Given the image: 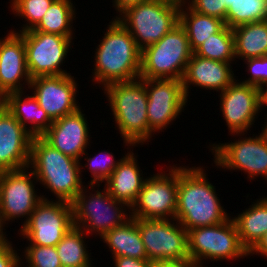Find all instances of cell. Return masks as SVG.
I'll use <instances>...</instances> for the list:
<instances>
[{
  "instance_id": "cell-1",
  "label": "cell",
  "mask_w": 267,
  "mask_h": 267,
  "mask_svg": "<svg viewBox=\"0 0 267 267\" xmlns=\"http://www.w3.org/2000/svg\"><path fill=\"white\" fill-rule=\"evenodd\" d=\"M202 167H178L175 219L187 231L223 223L230 217Z\"/></svg>"
},
{
  "instance_id": "cell-2",
  "label": "cell",
  "mask_w": 267,
  "mask_h": 267,
  "mask_svg": "<svg viewBox=\"0 0 267 267\" xmlns=\"http://www.w3.org/2000/svg\"><path fill=\"white\" fill-rule=\"evenodd\" d=\"M95 51L93 80L106 85L140 78L141 53L129 31L115 18Z\"/></svg>"
},
{
  "instance_id": "cell-3",
  "label": "cell",
  "mask_w": 267,
  "mask_h": 267,
  "mask_svg": "<svg viewBox=\"0 0 267 267\" xmlns=\"http://www.w3.org/2000/svg\"><path fill=\"white\" fill-rule=\"evenodd\" d=\"M80 161L61 153L41 136L31 140L30 163L36 182L54 193L57 200L72 203L82 190Z\"/></svg>"
},
{
  "instance_id": "cell-4",
  "label": "cell",
  "mask_w": 267,
  "mask_h": 267,
  "mask_svg": "<svg viewBox=\"0 0 267 267\" xmlns=\"http://www.w3.org/2000/svg\"><path fill=\"white\" fill-rule=\"evenodd\" d=\"M104 93L125 145L135 147L148 142V96L143 78L111 83L104 87Z\"/></svg>"
},
{
  "instance_id": "cell-5",
  "label": "cell",
  "mask_w": 267,
  "mask_h": 267,
  "mask_svg": "<svg viewBox=\"0 0 267 267\" xmlns=\"http://www.w3.org/2000/svg\"><path fill=\"white\" fill-rule=\"evenodd\" d=\"M192 55L188 36L178 23L158 42L142 50L140 78L182 80Z\"/></svg>"
},
{
  "instance_id": "cell-6",
  "label": "cell",
  "mask_w": 267,
  "mask_h": 267,
  "mask_svg": "<svg viewBox=\"0 0 267 267\" xmlns=\"http://www.w3.org/2000/svg\"><path fill=\"white\" fill-rule=\"evenodd\" d=\"M180 6L181 3L170 0H149L127 8L116 18L143 50L158 42L179 23Z\"/></svg>"
},
{
  "instance_id": "cell-7",
  "label": "cell",
  "mask_w": 267,
  "mask_h": 267,
  "mask_svg": "<svg viewBox=\"0 0 267 267\" xmlns=\"http://www.w3.org/2000/svg\"><path fill=\"white\" fill-rule=\"evenodd\" d=\"M95 186L98 188L94 194L86 189L87 186H84L71 203L73 223L75 227L82 229L85 233L92 235V232L93 234L95 232L103 237L108 231L127 221L130 214L128 215L124 211L127 205L115 200L106 187L101 191L99 190L100 184H89L91 189H94Z\"/></svg>"
},
{
  "instance_id": "cell-8",
  "label": "cell",
  "mask_w": 267,
  "mask_h": 267,
  "mask_svg": "<svg viewBox=\"0 0 267 267\" xmlns=\"http://www.w3.org/2000/svg\"><path fill=\"white\" fill-rule=\"evenodd\" d=\"M187 240L189 259L199 265H203L206 259L211 262L236 260L249 255L231 218L216 225L193 228L187 231Z\"/></svg>"
},
{
  "instance_id": "cell-9",
  "label": "cell",
  "mask_w": 267,
  "mask_h": 267,
  "mask_svg": "<svg viewBox=\"0 0 267 267\" xmlns=\"http://www.w3.org/2000/svg\"><path fill=\"white\" fill-rule=\"evenodd\" d=\"M174 221L175 218L172 221L137 218V227L149 261L157 263L189 259L187 230Z\"/></svg>"
},
{
  "instance_id": "cell-10",
  "label": "cell",
  "mask_w": 267,
  "mask_h": 267,
  "mask_svg": "<svg viewBox=\"0 0 267 267\" xmlns=\"http://www.w3.org/2000/svg\"><path fill=\"white\" fill-rule=\"evenodd\" d=\"M74 227L72 204L65 201L42 199L33 210L19 235L30 241L28 245L56 246Z\"/></svg>"
},
{
  "instance_id": "cell-11",
  "label": "cell",
  "mask_w": 267,
  "mask_h": 267,
  "mask_svg": "<svg viewBox=\"0 0 267 267\" xmlns=\"http://www.w3.org/2000/svg\"><path fill=\"white\" fill-rule=\"evenodd\" d=\"M160 172L146 178L137 200L130 208V217L140 219H174L178 188V166L169 174Z\"/></svg>"
},
{
  "instance_id": "cell-12",
  "label": "cell",
  "mask_w": 267,
  "mask_h": 267,
  "mask_svg": "<svg viewBox=\"0 0 267 267\" xmlns=\"http://www.w3.org/2000/svg\"><path fill=\"white\" fill-rule=\"evenodd\" d=\"M32 178L36 181L29 167L0 172V219L3 225L6 221L25 217L23 227L38 203L47 199L36 194Z\"/></svg>"
},
{
  "instance_id": "cell-13",
  "label": "cell",
  "mask_w": 267,
  "mask_h": 267,
  "mask_svg": "<svg viewBox=\"0 0 267 267\" xmlns=\"http://www.w3.org/2000/svg\"><path fill=\"white\" fill-rule=\"evenodd\" d=\"M16 33L24 39L26 64L31 78L69 74L60 65L67 57L73 38L41 31Z\"/></svg>"
},
{
  "instance_id": "cell-14",
  "label": "cell",
  "mask_w": 267,
  "mask_h": 267,
  "mask_svg": "<svg viewBox=\"0 0 267 267\" xmlns=\"http://www.w3.org/2000/svg\"><path fill=\"white\" fill-rule=\"evenodd\" d=\"M259 136L238 139L231 143L212 146L214 163L226 169L243 170L251 180L255 177L267 179V134L262 130Z\"/></svg>"
},
{
  "instance_id": "cell-15",
  "label": "cell",
  "mask_w": 267,
  "mask_h": 267,
  "mask_svg": "<svg viewBox=\"0 0 267 267\" xmlns=\"http://www.w3.org/2000/svg\"><path fill=\"white\" fill-rule=\"evenodd\" d=\"M148 96L147 118L149 139L152 133L168 127L184 110L187 97L182 80L177 79H143Z\"/></svg>"
},
{
  "instance_id": "cell-16",
  "label": "cell",
  "mask_w": 267,
  "mask_h": 267,
  "mask_svg": "<svg viewBox=\"0 0 267 267\" xmlns=\"http://www.w3.org/2000/svg\"><path fill=\"white\" fill-rule=\"evenodd\" d=\"M220 107L229 132L245 134L255 122V116L263 107L261 89L235 79L220 93Z\"/></svg>"
},
{
  "instance_id": "cell-17",
  "label": "cell",
  "mask_w": 267,
  "mask_h": 267,
  "mask_svg": "<svg viewBox=\"0 0 267 267\" xmlns=\"http://www.w3.org/2000/svg\"><path fill=\"white\" fill-rule=\"evenodd\" d=\"M74 76L50 75L31 78L29 89L52 121L80 108L76 102L77 83Z\"/></svg>"
},
{
  "instance_id": "cell-18",
  "label": "cell",
  "mask_w": 267,
  "mask_h": 267,
  "mask_svg": "<svg viewBox=\"0 0 267 267\" xmlns=\"http://www.w3.org/2000/svg\"><path fill=\"white\" fill-rule=\"evenodd\" d=\"M81 108L53 121L49 129L41 136L48 144L81 162L89 145V127ZM89 129V130H88Z\"/></svg>"
},
{
  "instance_id": "cell-19",
  "label": "cell",
  "mask_w": 267,
  "mask_h": 267,
  "mask_svg": "<svg viewBox=\"0 0 267 267\" xmlns=\"http://www.w3.org/2000/svg\"><path fill=\"white\" fill-rule=\"evenodd\" d=\"M23 80L29 88L31 77L26 64L24 39L12 30L0 39V96L24 92Z\"/></svg>"
},
{
  "instance_id": "cell-20",
  "label": "cell",
  "mask_w": 267,
  "mask_h": 267,
  "mask_svg": "<svg viewBox=\"0 0 267 267\" xmlns=\"http://www.w3.org/2000/svg\"><path fill=\"white\" fill-rule=\"evenodd\" d=\"M32 138L7 109L0 115V172L29 167Z\"/></svg>"
},
{
  "instance_id": "cell-21",
  "label": "cell",
  "mask_w": 267,
  "mask_h": 267,
  "mask_svg": "<svg viewBox=\"0 0 267 267\" xmlns=\"http://www.w3.org/2000/svg\"><path fill=\"white\" fill-rule=\"evenodd\" d=\"M231 63L199 57L193 53L182 78L184 93L188 99L190 85L206 90H225L234 80Z\"/></svg>"
},
{
  "instance_id": "cell-22",
  "label": "cell",
  "mask_w": 267,
  "mask_h": 267,
  "mask_svg": "<svg viewBox=\"0 0 267 267\" xmlns=\"http://www.w3.org/2000/svg\"><path fill=\"white\" fill-rule=\"evenodd\" d=\"M137 156L129 151L121 158L118 166L105 181L109 194L117 201H121L130 209L137 200L146 180L137 163Z\"/></svg>"
},
{
  "instance_id": "cell-23",
  "label": "cell",
  "mask_w": 267,
  "mask_h": 267,
  "mask_svg": "<svg viewBox=\"0 0 267 267\" xmlns=\"http://www.w3.org/2000/svg\"><path fill=\"white\" fill-rule=\"evenodd\" d=\"M23 94V92L7 94V110L33 137L42 136L49 129L53 121L49 118L46 111L39 106L37 99L33 95L25 96ZM27 123H31L30 129L27 127Z\"/></svg>"
},
{
  "instance_id": "cell-24",
  "label": "cell",
  "mask_w": 267,
  "mask_h": 267,
  "mask_svg": "<svg viewBox=\"0 0 267 267\" xmlns=\"http://www.w3.org/2000/svg\"><path fill=\"white\" fill-rule=\"evenodd\" d=\"M113 257L125 256L148 260L140 232L137 218L130 217L122 225L108 231L103 237Z\"/></svg>"
},
{
  "instance_id": "cell-25",
  "label": "cell",
  "mask_w": 267,
  "mask_h": 267,
  "mask_svg": "<svg viewBox=\"0 0 267 267\" xmlns=\"http://www.w3.org/2000/svg\"><path fill=\"white\" fill-rule=\"evenodd\" d=\"M255 202L233 218L241 244L248 252L267 233V197Z\"/></svg>"
},
{
  "instance_id": "cell-26",
  "label": "cell",
  "mask_w": 267,
  "mask_h": 267,
  "mask_svg": "<svg viewBox=\"0 0 267 267\" xmlns=\"http://www.w3.org/2000/svg\"><path fill=\"white\" fill-rule=\"evenodd\" d=\"M232 30L236 58L267 56V20L243 24Z\"/></svg>"
},
{
  "instance_id": "cell-27",
  "label": "cell",
  "mask_w": 267,
  "mask_h": 267,
  "mask_svg": "<svg viewBox=\"0 0 267 267\" xmlns=\"http://www.w3.org/2000/svg\"><path fill=\"white\" fill-rule=\"evenodd\" d=\"M179 24L186 32L193 52L210 35L220 32L226 26L223 20L193 11L185 2L181 3L179 9Z\"/></svg>"
},
{
  "instance_id": "cell-28",
  "label": "cell",
  "mask_w": 267,
  "mask_h": 267,
  "mask_svg": "<svg viewBox=\"0 0 267 267\" xmlns=\"http://www.w3.org/2000/svg\"><path fill=\"white\" fill-rule=\"evenodd\" d=\"M75 10L71 0H54L39 24L29 31H41L72 38L74 36L71 24L76 17Z\"/></svg>"
},
{
  "instance_id": "cell-29",
  "label": "cell",
  "mask_w": 267,
  "mask_h": 267,
  "mask_svg": "<svg viewBox=\"0 0 267 267\" xmlns=\"http://www.w3.org/2000/svg\"><path fill=\"white\" fill-rule=\"evenodd\" d=\"M82 229L72 227L56 245L62 267H92Z\"/></svg>"
},
{
  "instance_id": "cell-30",
  "label": "cell",
  "mask_w": 267,
  "mask_h": 267,
  "mask_svg": "<svg viewBox=\"0 0 267 267\" xmlns=\"http://www.w3.org/2000/svg\"><path fill=\"white\" fill-rule=\"evenodd\" d=\"M225 25L237 26L267 20V0H226Z\"/></svg>"
},
{
  "instance_id": "cell-31",
  "label": "cell",
  "mask_w": 267,
  "mask_h": 267,
  "mask_svg": "<svg viewBox=\"0 0 267 267\" xmlns=\"http://www.w3.org/2000/svg\"><path fill=\"white\" fill-rule=\"evenodd\" d=\"M193 53L199 57L231 63L236 58L233 30L225 26L220 32L210 35Z\"/></svg>"
},
{
  "instance_id": "cell-32",
  "label": "cell",
  "mask_w": 267,
  "mask_h": 267,
  "mask_svg": "<svg viewBox=\"0 0 267 267\" xmlns=\"http://www.w3.org/2000/svg\"><path fill=\"white\" fill-rule=\"evenodd\" d=\"M54 0H11V5L13 14L16 16H21L27 21L25 25H23L22 30L19 32H26L34 29L46 11L51 6Z\"/></svg>"
},
{
  "instance_id": "cell-33",
  "label": "cell",
  "mask_w": 267,
  "mask_h": 267,
  "mask_svg": "<svg viewBox=\"0 0 267 267\" xmlns=\"http://www.w3.org/2000/svg\"><path fill=\"white\" fill-rule=\"evenodd\" d=\"M113 156L114 155L108 151H101L93 158H88V156H84V159L88 163L84 166L80 165V168H88L93 178L88 184H99L100 182H105L109 178V176L112 174V172L115 170L121 160L119 159L118 161H115V158Z\"/></svg>"
},
{
  "instance_id": "cell-34",
  "label": "cell",
  "mask_w": 267,
  "mask_h": 267,
  "mask_svg": "<svg viewBox=\"0 0 267 267\" xmlns=\"http://www.w3.org/2000/svg\"><path fill=\"white\" fill-rule=\"evenodd\" d=\"M23 253L28 267H62L56 246L29 245Z\"/></svg>"
},
{
  "instance_id": "cell-35",
  "label": "cell",
  "mask_w": 267,
  "mask_h": 267,
  "mask_svg": "<svg viewBox=\"0 0 267 267\" xmlns=\"http://www.w3.org/2000/svg\"><path fill=\"white\" fill-rule=\"evenodd\" d=\"M251 75L242 83L251 84L261 89L267 83V56L244 60Z\"/></svg>"
},
{
  "instance_id": "cell-36",
  "label": "cell",
  "mask_w": 267,
  "mask_h": 267,
  "mask_svg": "<svg viewBox=\"0 0 267 267\" xmlns=\"http://www.w3.org/2000/svg\"><path fill=\"white\" fill-rule=\"evenodd\" d=\"M226 0H185L193 11L223 20L226 18ZM188 3V4H187Z\"/></svg>"
},
{
  "instance_id": "cell-37",
  "label": "cell",
  "mask_w": 267,
  "mask_h": 267,
  "mask_svg": "<svg viewBox=\"0 0 267 267\" xmlns=\"http://www.w3.org/2000/svg\"><path fill=\"white\" fill-rule=\"evenodd\" d=\"M8 241L0 245V267H20L22 259L17 254V251ZM14 249V250H13ZM21 259V260H20ZM21 261V262H20Z\"/></svg>"
},
{
  "instance_id": "cell-38",
  "label": "cell",
  "mask_w": 267,
  "mask_h": 267,
  "mask_svg": "<svg viewBox=\"0 0 267 267\" xmlns=\"http://www.w3.org/2000/svg\"><path fill=\"white\" fill-rule=\"evenodd\" d=\"M115 267H155V263L149 260L136 259L132 257H112Z\"/></svg>"
},
{
  "instance_id": "cell-39",
  "label": "cell",
  "mask_w": 267,
  "mask_h": 267,
  "mask_svg": "<svg viewBox=\"0 0 267 267\" xmlns=\"http://www.w3.org/2000/svg\"><path fill=\"white\" fill-rule=\"evenodd\" d=\"M149 0H113V6L119 12V15L125 11L127 8L138 5L140 3L148 2Z\"/></svg>"
},
{
  "instance_id": "cell-40",
  "label": "cell",
  "mask_w": 267,
  "mask_h": 267,
  "mask_svg": "<svg viewBox=\"0 0 267 267\" xmlns=\"http://www.w3.org/2000/svg\"><path fill=\"white\" fill-rule=\"evenodd\" d=\"M155 267H196V263L187 259L183 261L157 262Z\"/></svg>"
},
{
  "instance_id": "cell-41",
  "label": "cell",
  "mask_w": 267,
  "mask_h": 267,
  "mask_svg": "<svg viewBox=\"0 0 267 267\" xmlns=\"http://www.w3.org/2000/svg\"><path fill=\"white\" fill-rule=\"evenodd\" d=\"M260 254L267 257V233L258 241V243L249 251V255Z\"/></svg>"
},
{
  "instance_id": "cell-42",
  "label": "cell",
  "mask_w": 267,
  "mask_h": 267,
  "mask_svg": "<svg viewBox=\"0 0 267 267\" xmlns=\"http://www.w3.org/2000/svg\"><path fill=\"white\" fill-rule=\"evenodd\" d=\"M4 225L2 224V221H1V219H0V245H3V244H5V243H7L9 240L7 239V237H5L6 235V233H4L3 232V230H4Z\"/></svg>"
},
{
  "instance_id": "cell-43",
  "label": "cell",
  "mask_w": 267,
  "mask_h": 267,
  "mask_svg": "<svg viewBox=\"0 0 267 267\" xmlns=\"http://www.w3.org/2000/svg\"><path fill=\"white\" fill-rule=\"evenodd\" d=\"M262 105H267V83L261 88Z\"/></svg>"
},
{
  "instance_id": "cell-44",
  "label": "cell",
  "mask_w": 267,
  "mask_h": 267,
  "mask_svg": "<svg viewBox=\"0 0 267 267\" xmlns=\"http://www.w3.org/2000/svg\"><path fill=\"white\" fill-rule=\"evenodd\" d=\"M7 109L6 96H0V115Z\"/></svg>"
},
{
  "instance_id": "cell-45",
  "label": "cell",
  "mask_w": 267,
  "mask_h": 267,
  "mask_svg": "<svg viewBox=\"0 0 267 267\" xmlns=\"http://www.w3.org/2000/svg\"><path fill=\"white\" fill-rule=\"evenodd\" d=\"M267 119V118H266ZM266 124L264 125V127H262L263 129V131L267 134V122H265Z\"/></svg>"
},
{
  "instance_id": "cell-46",
  "label": "cell",
  "mask_w": 267,
  "mask_h": 267,
  "mask_svg": "<svg viewBox=\"0 0 267 267\" xmlns=\"http://www.w3.org/2000/svg\"><path fill=\"white\" fill-rule=\"evenodd\" d=\"M170 1H173V2H176V3H183V2H185V0H170Z\"/></svg>"
},
{
  "instance_id": "cell-47",
  "label": "cell",
  "mask_w": 267,
  "mask_h": 267,
  "mask_svg": "<svg viewBox=\"0 0 267 267\" xmlns=\"http://www.w3.org/2000/svg\"><path fill=\"white\" fill-rule=\"evenodd\" d=\"M196 267H203V265H199V264L196 263Z\"/></svg>"
}]
</instances>
